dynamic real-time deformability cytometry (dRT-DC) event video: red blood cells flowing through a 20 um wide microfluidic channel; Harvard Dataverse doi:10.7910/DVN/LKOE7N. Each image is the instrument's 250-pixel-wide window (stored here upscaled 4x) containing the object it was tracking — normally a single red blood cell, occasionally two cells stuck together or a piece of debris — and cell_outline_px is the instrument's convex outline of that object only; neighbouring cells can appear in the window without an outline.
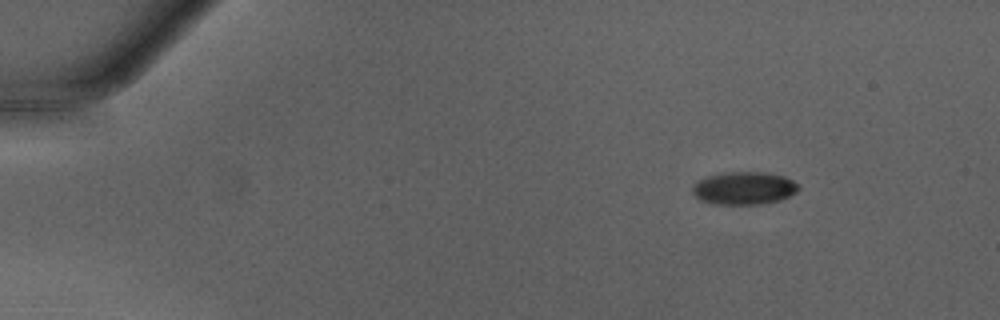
{"species": "Egyptian fruit bat (a non-hibernating species)", "species_latin": "Rousettus aegyptiacus", "temperature_condition": "warm", "stored_images_in_passage": 43, "camera_frame_rate_fps": 3000, "um_per_image_px": 0.085, "animal": {"sex": "male"}, "frame": {"image": 1, "passage_image": 1, "time_ms": 0.0, "image_size_px": [1000, 320], "cell_outline_px": [[800, 188], [796, 192], [780, 200], [760, 204], [712, 204], [700, 200], [692, 192], [692, 184], [696, 180], [704, 176], [720, 172], [764, 172], [784, 176], [800, 184]], "centroid_in_image_um": [63.2, 15.98], "position_along_channel_um": 21.8, "area_um2": 20.63}}
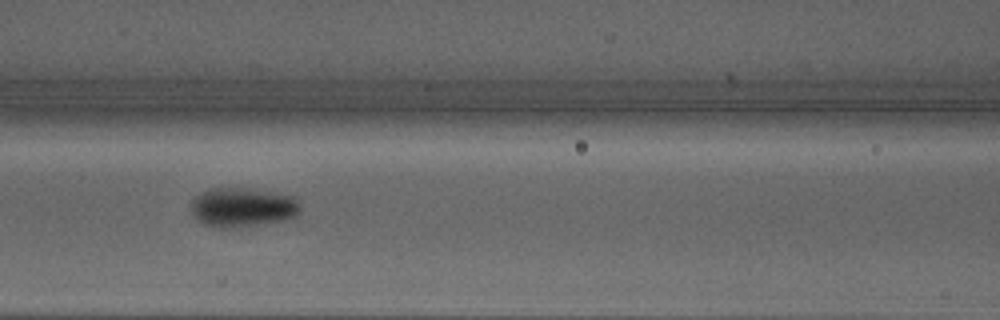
{"frame": {"image": 2, "passage_image": 17, "time_ms": 5.333, "image_size_px": [1000, 320], "cell_outline_px": [[300, 208], [296, 216], [280, 220], [256, 224], [228, 228], [220, 228], [204, 224], [192, 212], [192, 200], [196, 196], [212, 188], [240, 188], [272, 192], [296, 196]], "centroid_in_image_um": [20.63, 17.61], "position_along_channel_um": 146.0, "area_um2": 24.39}}
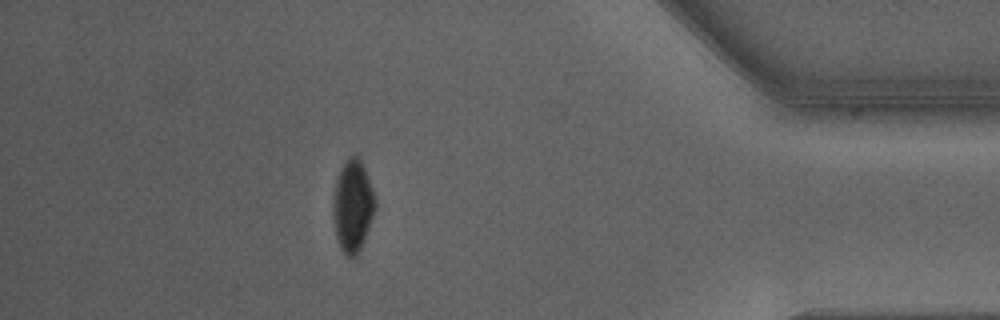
{"frame": {"image": 3, "passage_image": 38, "time_ms": 12.333, "image_size_px": [1000, 320], "cell_outline_px": [[376, 208], [364, 240], [356, 256], [348, 256], [340, 248], [336, 236], [332, 212], [332, 204], [336, 180], [340, 168], [344, 160], [352, 156], [356, 156], [360, 160], [364, 168], [376, 200]], "centroid_in_image_um": [29.96, 17.5], "position_along_channel_um": 405.2, "area_um2": 22.37}, "authors_computed_cell_mechanics": {"area_um2": 22.7154, "velocity_mm_per_s": 4.2831, "shape_relaxation_time_tau1_ms": 5.5441, "shape_relaxation_time_tau2_ms": null, "deformation_change_tau1": 0.1563, "deformation_change_tau2": null}}